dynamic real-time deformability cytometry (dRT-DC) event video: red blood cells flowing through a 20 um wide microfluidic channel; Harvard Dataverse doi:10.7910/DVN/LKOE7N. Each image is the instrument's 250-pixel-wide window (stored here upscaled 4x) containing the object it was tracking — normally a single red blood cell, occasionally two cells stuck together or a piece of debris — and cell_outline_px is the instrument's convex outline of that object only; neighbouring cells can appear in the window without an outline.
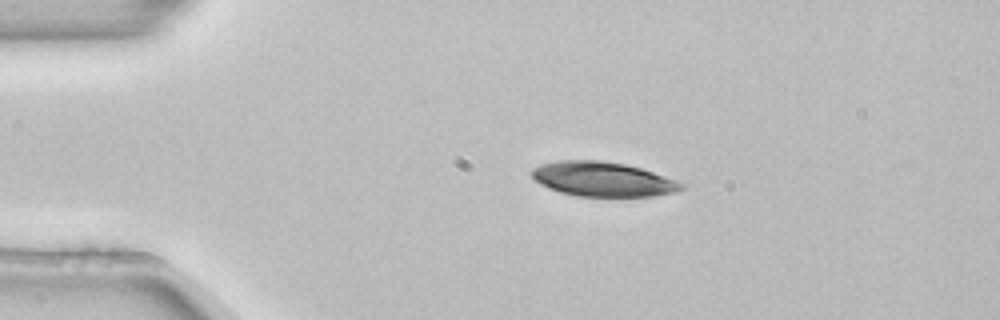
{"species": "common noctule bat (a hibernating species)", "species_latin": "Nyctalus noctula", "temperature_condition": "room temperature", "stored_images_in_passage": 3, "camera_frame_rate_fps": 3000, "um_per_image_px": 0.085, "animal": {"sex": "female", "body_mass_g": 22.7, "forearm_length_mm": 54.2}, "frame": {"image": 1, "passage_image": 3, "time_ms": 0.667, "image_size_px": [1000, 320], "cell_outline_px": [[684, 188], [676, 192], [652, 196], [576, 196], [560, 192], [548, 188], [540, 184], [532, 176], [532, 168], [540, 164], [560, 160], [600, 160], [624, 164], [640, 168], [676, 180], [684, 184]], "centroid_in_image_um": [51.22, 15.23], "position_along_channel_um": 33.8, "area_um2": 30.0}}